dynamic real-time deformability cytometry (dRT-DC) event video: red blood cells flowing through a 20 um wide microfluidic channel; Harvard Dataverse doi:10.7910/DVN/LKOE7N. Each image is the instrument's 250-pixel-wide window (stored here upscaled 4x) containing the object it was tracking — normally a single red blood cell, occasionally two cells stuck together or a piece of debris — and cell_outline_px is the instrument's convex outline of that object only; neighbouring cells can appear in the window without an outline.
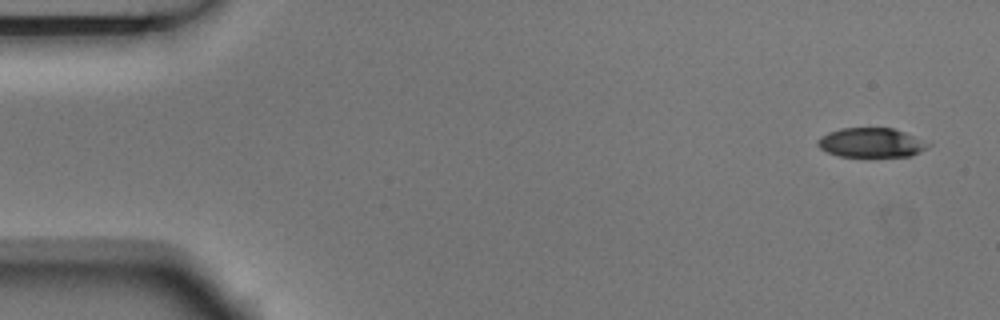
{"species": "Egyptian fruit bat (a non-hibernating species)", "species_latin": "Rousettus aegyptiacus", "temperature_condition": "room temperature", "stored_images_in_passage": 2, "camera_frame_rate_fps": 3000, "um_per_image_px": 0.085, "animal": {"sex": "male"}, "frame": {"image": 1, "passage_image": 1, "time_ms": 0.0, "image_size_px": [1000, 320], "cell_outline_px": [[928, 144], [920, 152], [912, 156], [840, 156], [828, 152], [820, 148], [816, 144], [816, 140], [820, 136], [828, 132], [840, 128], [892, 128], [904, 132]], "centroid_in_image_um": [73.95, 12.12], "position_along_channel_um": 11.0, "area_um2": 18.55}}